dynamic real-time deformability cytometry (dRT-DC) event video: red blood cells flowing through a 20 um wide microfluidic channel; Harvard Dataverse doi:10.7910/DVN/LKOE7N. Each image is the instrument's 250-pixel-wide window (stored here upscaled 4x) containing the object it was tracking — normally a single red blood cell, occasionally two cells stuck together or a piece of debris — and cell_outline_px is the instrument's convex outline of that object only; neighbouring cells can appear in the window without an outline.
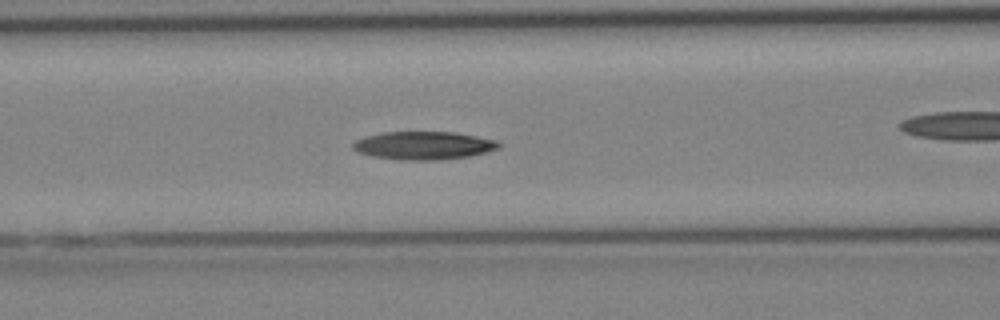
{"species": "Egyptian fruit bat (a non-hibernating species)", "species_latin": "Rousettus aegyptiacus", "temperature_condition": "cold", "stored_images_in_passage": 22, "camera_frame_rate_fps": 3000, "um_per_image_px": 0.085, "animal": {"sex": "female"}, "frame": {"image": 1, "passage_image": 4, "time_ms": 1.0, "image_size_px": [1000, 320], "cell_outline_px": [[500, 148], [468, 156], [440, 160], [404, 160], [372, 156], [360, 152], [352, 148], [352, 144], [356, 140], [364, 136], [384, 132], [452, 132], [476, 136], [496, 140], [500, 144]], "centroid_in_image_um": [35.99, 12.36], "position_along_channel_um": 130.6, "area_um2": 23.7}}
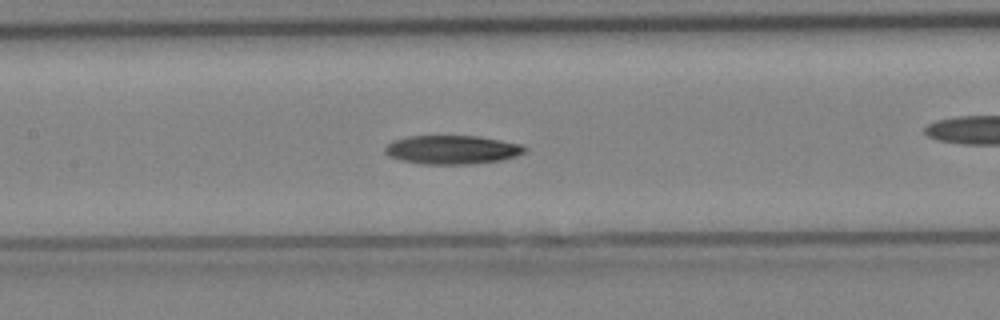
{"frame": {"image": 2, "passage_image": 6, "time_ms": 1.667, "image_size_px": [1000, 320], "cell_outline_px": [[528, 148], [524, 152], [516, 156], [504, 160], [472, 164], [424, 164], [400, 160], [388, 156], [384, 152], [384, 148], [392, 140], [408, 136], [480, 136], [524, 144]], "centroid_in_image_um": [38.46, 12.72], "position_along_channel_um": 168.9, "area_um2": 23.76}}
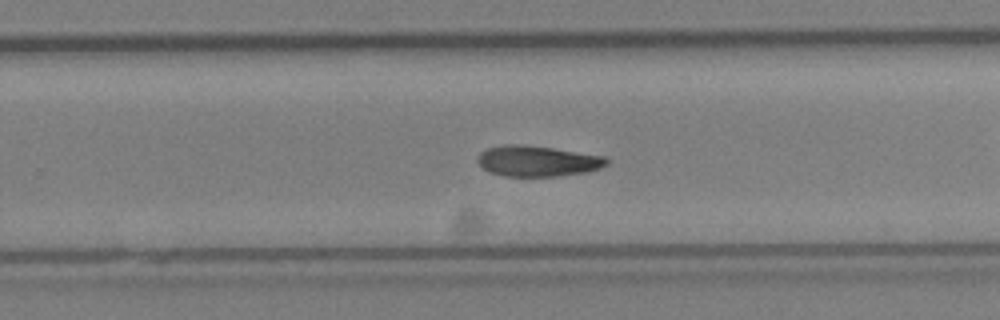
{"frame": {"image": 3, "passage_image": 12, "time_ms": 3.667, "image_size_px": [1000, 320], "cell_outline_px": [[608, 164], [600, 168], [588, 172], [556, 176], [504, 176], [492, 172], [484, 168], [476, 160], [480, 152], [488, 148], [504, 144], [516, 144], [552, 148], [604, 156], [608, 160]], "centroid_in_image_um": [45.69, 13.69], "position_along_channel_um": 284.1, "area_um2": 22.89}}